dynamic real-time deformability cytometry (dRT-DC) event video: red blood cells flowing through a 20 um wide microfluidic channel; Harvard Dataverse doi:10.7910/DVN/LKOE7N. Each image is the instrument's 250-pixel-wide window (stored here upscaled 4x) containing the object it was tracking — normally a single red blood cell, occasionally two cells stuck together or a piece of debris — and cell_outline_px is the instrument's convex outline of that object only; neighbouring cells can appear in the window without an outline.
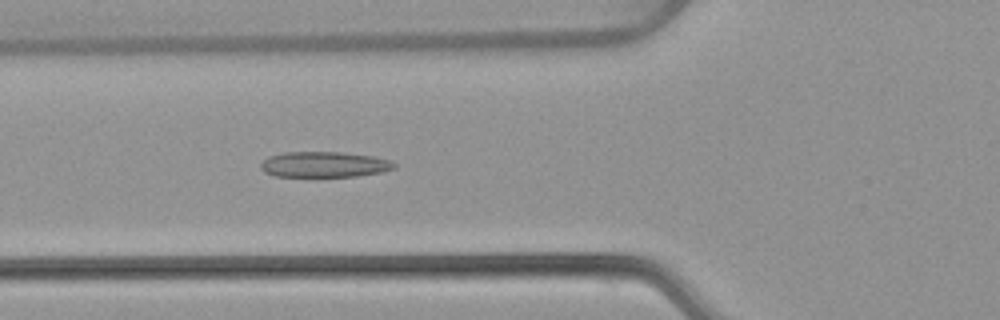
{"species": "common noctule bat (a hibernating species)", "species_latin": "Nyctalus noctula", "temperature_condition": "warm", "stored_images_in_passage": 53, "camera_frame_rate_fps": 3000, "um_per_image_px": 0.085, "animal": {"sex": "female", "body_mass_g": 22.7, "forearm_length_mm": 54.2}, "frame": {"image": 1, "passage_image": 19, "time_ms": 6.0, "image_size_px": [1000, 320], "cell_outline_px": [[396, 168], [384, 172], [356, 176], [276, 176], [264, 172], [260, 168], [260, 164], [268, 156], [284, 152], [340, 152], [372, 156], [388, 160], [396, 164]], "centroid_in_image_um": [27.55, 13.98], "position_along_channel_um": 98.2, "area_um2": 19.88}}
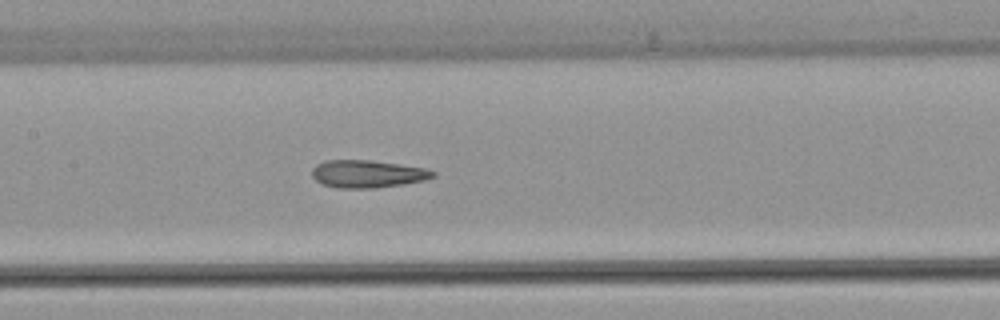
{"frame": {"image": 2, "passage_image": 25, "time_ms": 8.0, "image_size_px": [1000, 320], "cell_outline_px": [[436, 176], [424, 180], [404, 184], [376, 188], [336, 188], [320, 184], [312, 176], [312, 168], [316, 164], [328, 160], [372, 160], [424, 168], [436, 172]], "centroid_in_image_um": [31.21, 14.79], "position_along_channel_um": 176.2, "area_um2": 19.54}}
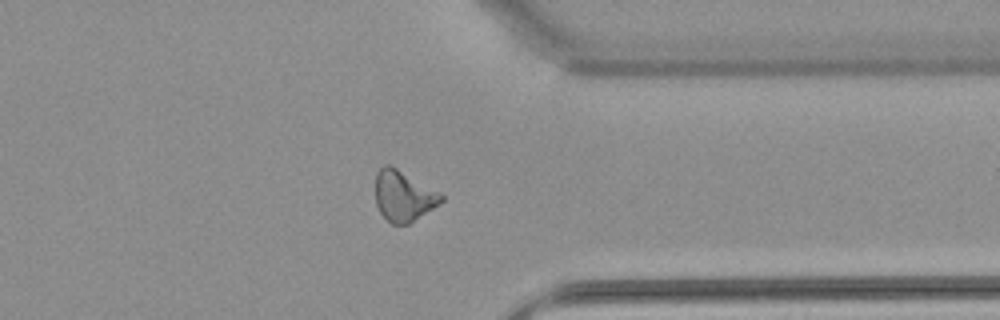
{"frame": {"image": 3, "passage_image": 41, "time_ms": 13.333, "image_size_px": [1000, 320], "cell_outline_px": [[444, 200], [440, 204], [408, 224], [392, 224], [380, 212], [376, 204], [376, 172], [384, 164], [392, 164], [440, 192], [444, 196]], "centroid_in_image_um": [34.31, 16.62], "position_along_channel_um": 377.1, "area_um2": 19.59}, "authors_computed_cell_mechanics": {"area_um2": 19.9988, "velocity_mm_per_s": 3.8723, "shape_relaxation_time_tau1_ms": null, "shape_relaxation_time_tau2_ms": 5.0026, "deformation_change_tau1": null, "deformation_change_tau2": 0.1378}}